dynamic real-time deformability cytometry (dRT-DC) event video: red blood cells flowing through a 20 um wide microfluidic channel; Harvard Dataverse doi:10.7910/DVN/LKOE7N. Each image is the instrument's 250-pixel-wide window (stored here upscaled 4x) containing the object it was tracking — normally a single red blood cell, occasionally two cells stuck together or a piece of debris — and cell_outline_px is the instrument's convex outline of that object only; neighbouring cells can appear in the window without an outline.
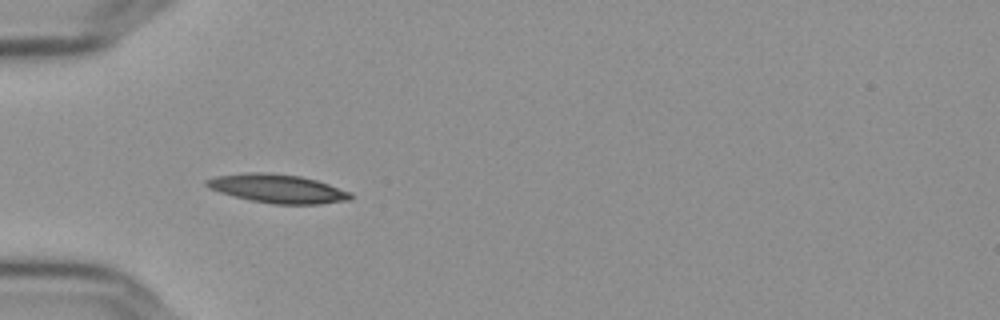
{"species": "Egyptian fruit bat (a non-hibernating species)", "species_latin": "Rousettus aegyptiacus", "temperature_condition": "cold", "stored_images_in_passage": 39, "camera_frame_rate_fps": 3000, "um_per_image_px": 0.085, "frame": {"image": 1, "passage_image": 1, "time_ms": 0.0, "image_size_px": [1000, 320], "cell_outline_px": [[352, 200], [320, 204], [272, 204], [252, 200], [220, 192], [204, 184], [204, 180], [216, 176], [252, 172], [268, 172], [300, 176], [316, 180], [352, 192]], "centroid_in_image_um": [23.64, 16.03], "position_along_channel_um": 61.4, "area_um2": 23.93}}
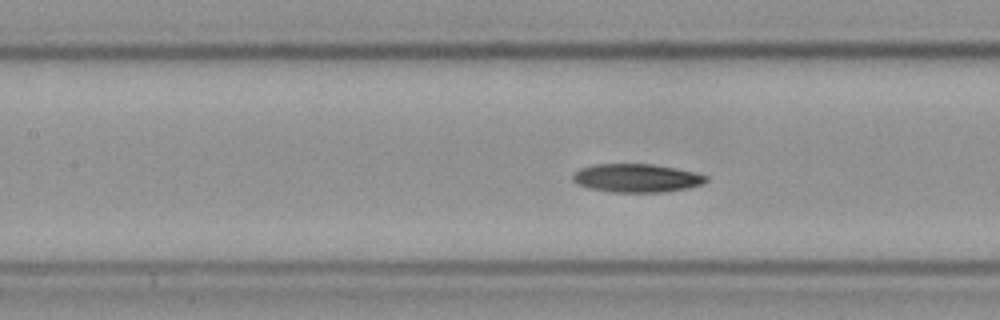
{"frame": {"image": 2, "passage_image": 9, "time_ms": 2.667, "image_size_px": [1000, 320], "cell_outline_px": [[708, 180], [700, 184], [688, 188], [664, 192], [608, 192], [588, 188], [576, 184], [572, 180], [572, 172], [580, 168], [592, 164], [652, 164], [692, 172], [708, 176]], "centroid_in_image_um": [54.02, 15.14], "position_along_channel_um": 153.4, "area_um2": 22.14}}
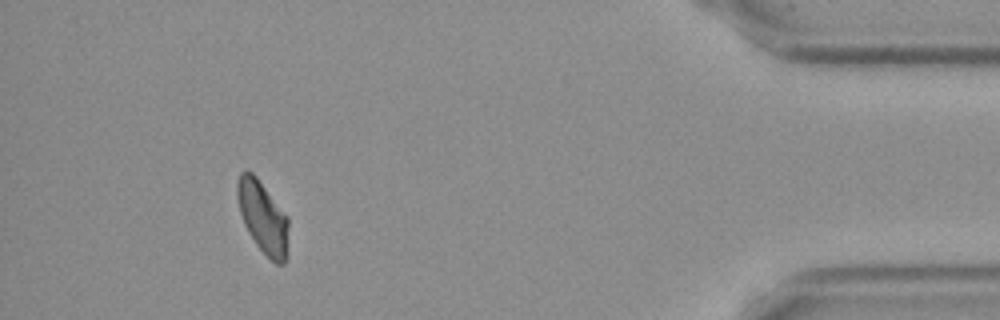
{"frame": {"image": 3, "passage_image": 35, "time_ms": 11.333, "image_size_px": [1000, 320], "cell_outline_px": [[288, 256], [284, 264], [276, 264], [256, 244], [248, 232], [244, 224], [240, 212], [236, 192], [236, 184], [240, 172], [244, 168], [252, 172], [256, 176], [288, 216]], "centroid_in_image_um": [22.35, 18.44], "position_along_channel_um": 412.9, "area_um2": 21.73}, "authors_computed_cell_mechanics": {"area_um2": 22.0218, "velocity_mm_per_s": 3.6164, "shape_relaxation_time_tau1_ms": null, "shape_relaxation_time_tau2_ms": 10.1161, "deformation_change_tau1": null, "deformation_change_tau2": 0.1732}}